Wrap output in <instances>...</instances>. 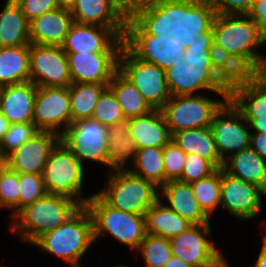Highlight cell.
<instances>
[{"mask_svg": "<svg viewBox=\"0 0 266 267\" xmlns=\"http://www.w3.org/2000/svg\"><path fill=\"white\" fill-rule=\"evenodd\" d=\"M262 245L258 251L257 260L255 261L253 267H266V239L262 238Z\"/></svg>", "mask_w": 266, "mask_h": 267, "instance_id": "obj_51", "label": "cell"}, {"mask_svg": "<svg viewBox=\"0 0 266 267\" xmlns=\"http://www.w3.org/2000/svg\"><path fill=\"white\" fill-rule=\"evenodd\" d=\"M94 244L93 219L84 206L65 223L40 236L31 246L72 265L80 264Z\"/></svg>", "mask_w": 266, "mask_h": 267, "instance_id": "obj_4", "label": "cell"}, {"mask_svg": "<svg viewBox=\"0 0 266 267\" xmlns=\"http://www.w3.org/2000/svg\"><path fill=\"white\" fill-rule=\"evenodd\" d=\"M33 122L39 131L66 132L72 123L69 87H37Z\"/></svg>", "mask_w": 266, "mask_h": 267, "instance_id": "obj_14", "label": "cell"}, {"mask_svg": "<svg viewBox=\"0 0 266 267\" xmlns=\"http://www.w3.org/2000/svg\"><path fill=\"white\" fill-rule=\"evenodd\" d=\"M127 170L147 181L157 188L165 185V170L163 163V147L138 149L134 160Z\"/></svg>", "mask_w": 266, "mask_h": 267, "instance_id": "obj_34", "label": "cell"}, {"mask_svg": "<svg viewBox=\"0 0 266 267\" xmlns=\"http://www.w3.org/2000/svg\"><path fill=\"white\" fill-rule=\"evenodd\" d=\"M82 263L80 264H72V265H69V267H84L83 265H81Z\"/></svg>", "mask_w": 266, "mask_h": 267, "instance_id": "obj_57", "label": "cell"}, {"mask_svg": "<svg viewBox=\"0 0 266 267\" xmlns=\"http://www.w3.org/2000/svg\"><path fill=\"white\" fill-rule=\"evenodd\" d=\"M36 92L31 81L3 86L0 112L10 124L33 122Z\"/></svg>", "mask_w": 266, "mask_h": 267, "instance_id": "obj_25", "label": "cell"}, {"mask_svg": "<svg viewBox=\"0 0 266 267\" xmlns=\"http://www.w3.org/2000/svg\"><path fill=\"white\" fill-rule=\"evenodd\" d=\"M213 42L227 51L249 74H254L263 57L265 35L248 15L217 14Z\"/></svg>", "mask_w": 266, "mask_h": 267, "instance_id": "obj_2", "label": "cell"}, {"mask_svg": "<svg viewBox=\"0 0 266 267\" xmlns=\"http://www.w3.org/2000/svg\"><path fill=\"white\" fill-rule=\"evenodd\" d=\"M134 252L141 253L145 267H164L173 256L169 239L152 234H146Z\"/></svg>", "mask_w": 266, "mask_h": 267, "instance_id": "obj_37", "label": "cell"}, {"mask_svg": "<svg viewBox=\"0 0 266 267\" xmlns=\"http://www.w3.org/2000/svg\"><path fill=\"white\" fill-rule=\"evenodd\" d=\"M185 154H196L208 160L216 169H222L224 161L218 154L211 127L177 131L171 139Z\"/></svg>", "mask_w": 266, "mask_h": 267, "instance_id": "obj_27", "label": "cell"}, {"mask_svg": "<svg viewBox=\"0 0 266 267\" xmlns=\"http://www.w3.org/2000/svg\"><path fill=\"white\" fill-rule=\"evenodd\" d=\"M107 181L98 194L112 207L126 213L145 215L159 197V188L127 169L107 172Z\"/></svg>", "mask_w": 266, "mask_h": 267, "instance_id": "obj_7", "label": "cell"}, {"mask_svg": "<svg viewBox=\"0 0 266 267\" xmlns=\"http://www.w3.org/2000/svg\"><path fill=\"white\" fill-rule=\"evenodd\" d=\"M77 0H56L57 7L70 10L75 6Z\"/></svg>", "mask_w": 266, "mask_h": 267, "instance_id": "obj_55", "label": "cell"}, {"mask_svg": "<svg viewBox=\"0 0 266 267\" xmlns=\"http://www.w3.org/2000/svg\"><path fill=\"white\" fill-rule=\"evenodd\" d=\"M30 81L37 87H68L72 83L67 54L61 46L30 44Z\"/></svg>", "mask_w": 266, "mask_h": 267, "instance_id": "obj_16", "label": "cell"}, {"mask_svg": "<svg viewBox=\"0 0 266 267\" xmlns=\"http://www.w3.org/2000/svg\"><path fill=\"white\" fill-rule=\"evenodd\" d=\"M30 22L15 0H5L0 12V47L30 45Z\"/></svg>", "mask_w": 266, "mask_h": 267, "instance_id": "obj_29", "label": "cell"}, {"mask_svg": "<svg viewBox=\"0 0 266 267\" xmlns=\"http://www.w3.org/2000/svg\"><path fill=\"white\" fill-rule=\"evenodd\" d=\"M211 225L193 224L169 239L172 255L193 267H231L213 241Z\"/></svg>", "mask_w": 266, "mask_h": 267, "instance_id": "obj_9", "label": "cell"}, {"mask_svg": "<svg viewBox=\"0 0 266 267\" xmlns=\"http://www.w3.org/2000/svg\"><path fill=\"white\" fill-rule=\"evenodd\" d=\"M164 267H193V266L189 265L188 263H186L182 259H179L178 257L172 256Z\"/></svg>", "mask_w": 266, "mask_h": 267, "instance_id": "obj_54", "label": "cell"}, {"mask_svg": "<svg viewBox=\"0 0 266 267\" xmlns=\"http://www.w3.org/2000/svg\"><path fill=\"white\" fill-rule=\"evenodd\" d=\"M145 225L146 234L171 239L187 230L193 224L158 200L146 211Z\"/></svg>", "mask_w": 266, "mask_h": 267, "instance_id": "obj_32", "label": "cell"}, {"mask_svg": "<svg viewBox=\"0 0 266 267\" xmlns=\"http://www.w3.org/2000/svg\"><path fill=\"white\" fill-rule=\"evenodd\" d=\"M47 194L42 174L19 173V210Z\"/></svg>", "mask_w": 266, "mask_h": 267, "instance_id": "obj_43", "label": "cell"}, {"mask_svg": "<svg viewBox=\"0 0 266 267\" xmlns=\"http://www.w3.org/2000/svg\"><path fill=\"white\" fill-rule=\"evenodd\" d=\"M85 173L86 168L59 141L49 155L42 176L48 194L68 198L84 207L92 196H84Z\"/></svg>", "mask_w": 266, "mask_h": 267, "instance_id": "obj_6", "label": "cell"}, {"mask_svg": "<svg viewBox=\"0 0 266 267\" xmlns=\"http://www.w3.org/2000/svg\"><path fill=\"white\" fill-rule=\"evenodd\" d=\"M213 42V31L198 35L189 43L183 56L185 64L197 69H214L210 59V46Z\"/></svg>", "mask_w": 266, "mask_h": 267, "instance_id": "obj_40", "label": "cell"}, {"mask_svg": "<svg viewBox=\"0 0 266 267\" xmlns=\"http://www.w3.org/2000/svg\"><path fill=\"white\" fill-rule=\"evenodd\" d=\"M72 83H109L119 53H66Z\"/></svg>", "mask_w": 266, "mask_h": 267, "instance_id": "obj_21", "label": "cell"}, {"mask_svg": "<svg viewBox=\"0 0 266 267\" xmlns=\"http://www.w3.org/2000/svg\"><path fill=\"white\" fill-rule=\"evenodd\" d=\"M86 207L93 219L94 241L105 235L136 250L146 235L145 215L126 213L110 206L98 193L92 194ZM104 235V236H103Z\"/></svg>", "mask_w": 266, "mask_h": 267, "instance_id": "obj_5", "label": "cell"}, {"mask_svg": "<svg viewBox=\"0 0 266 267\" xmlns=\"http://www.w3.org/2000/svg\"><path fill=\"white\" fill-rule=\"evenodd\" d=\"M158 200L192 224L211 223L212 219L201 209L190 183L168 181L159 188Z\"/></svg>", "mask_w": 266, "mask_h": 267, "instance_id": "obj_22", "label": "cell"}, {"mask_svg": "<svg viewBox=\"0 0 266 267\" xmlns=\"http://www.w3.org/2000/svg\"><path fill=\"white\" fill-rule=\"evenodd\" d=\"M118 70L128 78L153 109H161L171 93L165 71L138 60L124 45L118 57Z\"/></svg>", "mask_w": 266, "mask_h": 267, "instance_id": "obj_11", "label": "cell"}, {"mask_svg": "<svg viewBox=\"0 0 266 267\" xmlns=\"http://www.w3.org/2000/svg\"><path fill=\"white\" fill-rule=\"evenodd\" d=\"M30 81V45L0 47V85Z\"/></svg>", "mask_w": 266, "mask_h": 267, "instance_id": "obj_30", "label": "cell"}, {"mask_svg": "<svg viewBox=\"0 0 266 267\" xmlns=\"http://www.w3.org/2000/svg\"><path fill=\"white\" fill-rule=\"evenodd\" d=\"M229 175L255 184L266 192V161L250 147L230 155L223 168Z\"/></svg>", "mask_w": 266, "mask_h": 267, "instance_id": "obj_28", "label": "cell"}, {"mask_svg": "<svg viewBox=\"0 0 266 267\" xmlns=\"http://www.w3.org/2000/svg\"><path fill=\"white\" fill-rule=\"evenodd\" d=\"M21 7L22 13L30 22L40 15L57 9L56 0H15Z\"/></svg>", "mask_w": 266, "mask_h": 267, "instance_id": "obj_46", "label": "cell"}, {"mask_svg": "<svg viewBox=\"0 0 266 267\" xmlns=\"http://www.w3.org/2000/svg\"><path fill=\"white\" fill-rule=\"evenodd\" d=\"M38 132L34 122L10 124L7 133L0 142V153L6 158Z\"/></svg>", "mask_w": 266, "mask_h": 267, "instance_id": "obj_42", "label": "cell"}, {"mask_svg": "<svg viewBox=\"0 0 266 267\" xmlns=\"http://www.w3.org/2000/svg\"><path fill=\"white\" fill-rule=\"evenodd\" d=\"M123 37L111 28L73 23L61 48L65 53H120Z\"/></svg>", "mask_w": 266, "mask_h": 267, "instance_id": "obj_19", "label": "cell"}, {"mask_svg": "<svg viewBox=\"0 0 266 267\" xmlns=\"http://www.w3.org/2000/svg\"><path fill=\"white\" fill-rule=\"evenodd\" d=\"M186 154L172 140L163 147L165 184L178 180L183 172Z\"/></svg>", "mask_w": 266, "mask_h": 267, "instance_id": "obj_45", "label": "cell"}, {"mask_svg": "<svg viewBox=\"0 0 266 267\" xmlns=\"http://www.w3.org/2000/svg\"><path fill=\"white\" fill-rule=\"evenodd\" d=\"M72 123L89 119L108 83H71L69 86Z\"/></svg>", "mask_w": 266, "mask_h": 267, "instance_id": "obj_35", "label": "cell"}, {"mask_svg": "<svg viewBox=\"0 0 266 267\" xmlns=\"http://www.w3.org/2000/svg\"><path fill=\"white\" fill-rule=\"evenodd\" d=\"M228 98L211 99L207 95L171 96L160 109L171 135L177 131L211 127L216 112Z\"/></svg>", "mask_w": 266, "mask_h": 267, "instance_id": "obj_8", "label": "cell"}, {"mask_svg": "<svg viewBox=\"0 0 266 267\" xmlns=\"http://www.w3.org/2000/svg\"><path fill=\"white\" fill-rule=\"evenodd\" d=\"M2 89H3V86L0 85V110H1V96H2Z\"/></svg>", "mask_w": 266, "mask_h": 267, "instance_id": "obj_58", "label": "cell"}, {"mask_svg": "<svg viewBox=\"0 0 266 267\" xmlns=\"http://www.w3.org/2000/svg\"><path fill=\"white\" fill-rule=\"evenodd\" d=\"M228 99L243 117L266 118V81L255 74L231 84Z\"/></svg>", "mask_w": 266, "mask_h": 267, "instance_id": "obj_24", "label": "cell"}, {"mask_svg": "<svg viewBox=\"0 0 266 267\" xmlns=\"http://www.w3.org/2000/svg\"><path fill=\"white\" fill-rule=\"evenodd\" d=\"M191 186L201 209L211 219L220 207L221 169L207 178L191 183Z\"/></svg>", "mask_w": 266, "mask_h": 267, "instance_id": "obj_36", "label": "cell"}, {"mask_svg": "<svg viewBox=\"0 0 266 267\" xmlns=\"http://www.w3.org/2000/svg\"><path fill=\"white\" fill-rule=\"evenodd\" d=\"M165 76L171 96L210 91L221 98L229 97L230 84L215 69H197L180 62L166 70Z\"/></svg>", "mask_w": 266, "mask_h": 267, "instance_id": "obj_13", "label": "cell"}, {"mask_svg": "<svg viewBox=\"0 0 266 267\" xmlns=\"http://www.w3.org/2000/svg\"><path fill=\"white\" fill-rule=\"evenodd\" d=\"M123 45L138 59L155 64L164 71L184 62V40L159 39L156 35H124Z\"/></svg>", "mask_w": 266, "mask_h": 267, "instance_id": "obj_17", "label": "cell"}, {"mask_svg": "<svg viewBox=\"0 0 266 267\" xmlns=\"http://www.w3.org/2000/svg\"><path fill=\"white\" fill-rule=\"evenodd\" d=\"M74 23L71 11L57 8L30 21L31 44L61 46Z\"/></svg>", "mask_w": 266, "mask_h": 267, "instance_id": "obj_23", "label": "cell"}, {"mask_svg": "<svg viewBox=\"0 0 266 267\" xmlns=\"http://www.w3.org/2000/svg\"><path fill=\"white\" fill-rule=\"evenodd\" d=\"M9 210L10 219L19 211V173L6 164L0 170V210Z\"/></svg>", "mask_w": 266, "mask_h": 267, "instance_id": "obj_39", "label": "cell"}, {"mask_svg": "<svg viewBox=\"0 0 266 267\" xmlns=\"http://www.w3.org/2000/svg\"><path fill=\"white\" fill-rule=\"evenodd\" d=\"M91 118L108 127L126 120L120 104L109 88L99 97Z\"/></svg>", "mask_w": 266, "mask_h": 267, "instance_id": "obj_41", "label": "cell"}, {"mask_svg": "<svg viewBox=\"0 0 266 267\" xmlns=\"http://www.w3.org/2000/svg\"><path fill=\"white\" fill-rule=\"evenodd\" d=\"M114 267H130V266L121 263L119 265H115Z\"/></svg>", "mask_w": 266, "mask_h": 267, "instance_id": "obj_59", "label": "cell"}, {"mask_svg": "<svg viewBox=\"0 0 266 267\" xmlns=\"http://www.w3.org/2000/svg\"><path fill=\"white\" fill-rule=\"evenodd\" d=\"M216 170L217 169L208 160L196 154H186L183 172L178 180L191 184L209 177Z\"/></svg>", "mask_w": 266, "mask_h": 267, "instance_id": "obj_44", "label": "cell"}, {"mask_svg": "<svg viewBox=\"0 0 266 267\" xmlns=\"http://www.w3.org/2000/svg\"><path fill=\"white\" fill-rule=\"evenodd\" d=\"M249 123L228 99L216 112L211 123L216 148L224 161L230 155L250 147Z\"/></svg>", "mask_w": 266, "mask_h": 267, "instance_id": "obj_15", "label": "cell"}, {"mask_svg": "<svg viewBox=\"0 0 266 267\" xmlns=\"http://www.w3.org/2000/svg\"><path fill=\"white\" fill-rule=\"evenodd\" d=\"M71 15L75 23L111 28L124 37L128 0H77Z\"/></svg>", "mask_w": 266, "mask_h": 267, "instance_id": "obj_18", "label": "cell"}, {"mask_svg": "<svg viewBox=\"0 0 266 267\" xmlns=\"http://www.w3.org/2000/svg\"><path fill=\"white\" fill-rule=\"evenodd\" d=\"M81 207L74 201L47 194L20 209L11 219L9 232L21 243L32 245L40 236L65 223Z\"/></svg>", "mask_w": 266, "mask_h": 267, "instance_id": "obj_3", "label": "cell"}, {"mask_svg": "<svg viewBox=\"0 0 266 267\" xmlns=\"http://www.w3.org/2000/svg\"><path fill=\"white\" fill-rule=\"evenodd\" d=\"M108 172L115 169H127L130 159L133 161L138 151L130 136L129 120L108 127Z\"/></svg>", "mask_w": 266, "mask_h": 267, "instance_id": "obj_31", "label": "cell"}, {"mask_svg": "<svg viewBox=\"0 0 266 267\" xmlns=\"http://www.w3.org/2000/svg\"><path fill=\"white\" fill-rule=\"evenodd\" d=\"M5 157L0 153V170L5 166Z\"/></svg>", "mask_w": 266, "mask_h": 267, "instance_id": "obj_56", "label": "cell"}, {"mask_svg": "<svg viewBox=\"0 0 266 267\" xmlns=\"http://www.w3.org/2000/svg\"><path fill=\"white\" fill-rule=\"evenodd\" d=\"M250 126L251 132L266 133V118L260 117H243Z\"/></svg>", "mask_w": 266, "mask_h": 267, "instance_id": "obj_50", "label": "cell"}, {"mask_svg": "<svg viewBox=\"0 0 266 267\" xmlns=\"http://www.w3.org/2000/svg\"><path fill=\"white\" fill-rule=\"evenodd\" d=\"M108 88L115 95L127 120L146 115L154 110L132 82L119 70L113 74Z\"/></svg>", "mask_w": 266, "mask_h": 267, "instance_id": "obj_33", "label": "cell"}, {"mask_svg": "<svg viewBox=\"0 0 266 267\" xmlns=\"http://www.w3.org/2000/svg\"><path fill=\"white\" fill-rule=\"evenodd\" d=\"M220 208L240 222L255 220L263 212L266 192L259 186L235 178L221 169ZM263 197V198H262Z\"/></svg>", "mask_w": 266, "mask_h": 267, "instance_id": "obj_12", "label": "cell"}, {"mask_svg": "<svg viewBox=\"0 0 266 267\" xmlns=\"http://www.w3.org/2000/svg\"><path fill=\"white\" fill-rule=\"evenodd\" d=\"M217 14L247 15L253 0H209Z\"/></svg>", "mask_w": 266, "mask_h": 267, "instance_id": "obj_47", "label": "cell"}, {"mask_svg": "<svg viewBox=\"0 0 266 267\" xmlns=\"http://www.w3.org/2000/svg\"><path fill=\"white\" fill-rule=\"evenodd\" d=\"M250 148L266 161V133L251 132Z\"/></svg>", "mask_w": 266, "mask_h": 267, "instance_id": "obj_49", "label": "cell"}, {"mask_svg": "<svg viewBox=\"0 0 266 267\" xmlns=\"http://www.w3.org/2000/svg\"><path fill=\"white\" fill-rule=\"evenodd\" d=\"M217 13L209 0H128L124 35H156L189 43L212 26Z\"/></svg>", "mask_w": 266, "mask_h": 267, "instance_id": "obj_1", "label": "cell"}, {"mask_svg": "<svg viewBox=\"0 0 266 267\" xmlns=\"http://www.w3.org/2000/svg\"><path fill=\"white\" fill-rule=\"evenodd\" d=\"M210 59L213 68L231 85L246 78L249 73L222 47L212 42Z\"/></svg>", "mask_w": 266, "mask_h": 267, "instance_id": "obj_38", "label": "cell"}, {"mask_svg": "<svg viewBox=\"0 0 266 267\" xmlns=\"http://www.w3.org/2000/svg\"><path fill=\"white\" fill-rule=\"evenodd\" d=\"M60 136L39 131L5 158L6 165L17 173L42 174L49 155Z\"/></svg>", "mask_w": 266, "mask_h": 267, "instance_id": "obj_20", "label": "cell"}, {"mask_svg": "<svg viewBox=\"0 0 266 267\" xmlns=\"http://www.w3.org/2000/svg\"><path fill=\"white\" fill-rule=\"evenodd\" d=\"M60 141L86 169L87 161L108 168V126L92 118L82 119L71 123Z\"/></svg>", "mask_w": 266, "mask_h": 267, "instance_id": "obj_10", "label": "cell"}, {"mask_svg": "<svg viewBox=\"0 0 266 267\" xmlns=\"http://www.w3.org/2000/svg\"><path fill=\"white\" fill-rule=\"evenodd\" d=\"M264 46H266V36L264 41ZM257 77H259L262 80L266 81V54L264 53L261 63L257 69V71L254 73Z\"/></svg>", "mask_w": 266, "mask_h": 267, "instance_id": "obj_52", "label": "cell"}, {"mask_svg": "<svg viewBox=\"0 0 266 267\" xmlns=\"http://www.w3.org/2000/svg\"><path fill=\"white\" fill-rule=\"evenodd\" d=\"M247 15L266 36V0H253L252 7Z\"/></svg>", "mask_w": 266, "mask_h": 267, "instance_id": "obj_48", "label": "cell"}, {"mask_svg": "<svg viewBox=\"0 0 266 267\" xmlns=\"http://www.w3.org/2000/svg\"><path fill=\"white\" fill-rule=\"evenodd\" d=\"M128 120L130 136L137 149L164 147L172 139L165 117L159 109Z\"/></svg>", "mask_w": 266, "mask_h": 267, "instance_id": "obj_26", "label": "cell"}, {"mask_svg": "<svg viewBox=\"0 0 266 267\" xmlns=\"http://www.w3.org/2000/svg\"><path fill=\"white\" fill-rule=\"evenodd\" d=\"M10 123L8 119L0 112V142L9 129Z\"/></svg>", "mask_w": 266, "mask_h": 267, "instance_id": "obj_53", "label": "cell"}]
</instances>
